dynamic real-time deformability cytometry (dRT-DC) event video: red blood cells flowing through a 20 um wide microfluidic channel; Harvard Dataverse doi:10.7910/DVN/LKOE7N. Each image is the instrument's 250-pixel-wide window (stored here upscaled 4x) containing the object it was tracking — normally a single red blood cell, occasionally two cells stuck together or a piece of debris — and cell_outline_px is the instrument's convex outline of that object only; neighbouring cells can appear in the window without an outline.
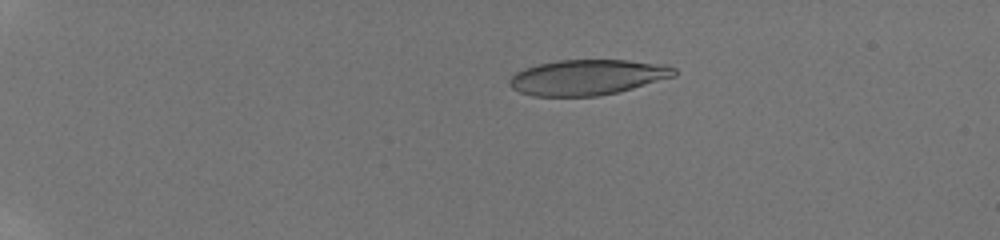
{"species": "human", "species_latin": "Homo sapiens", "temperature_condition": "room temperature", "stored_images_in_passage": 35, "camera_frame_rate_fps": 3000, "um_per_image_px": 0.085, "donor": {"sex": "male"}, "frame": {"image": 1, "passage_image": 5, "time_ms": 4.0, "image_size_px": [1000, 240], "cell_outline_px": [[676, 76], [632, 88], [600, 96], [532, 96], [520, 92], [512, 88], [508, 84], [508, 80], [516, 72], [524, 68], [556, 60], [628, 60], [668, 64], [676, 68]], "centroid_in_image_um": [49.95, 6.56], "position_along_channel_um": 35.1, "area_um2": 34.16}}
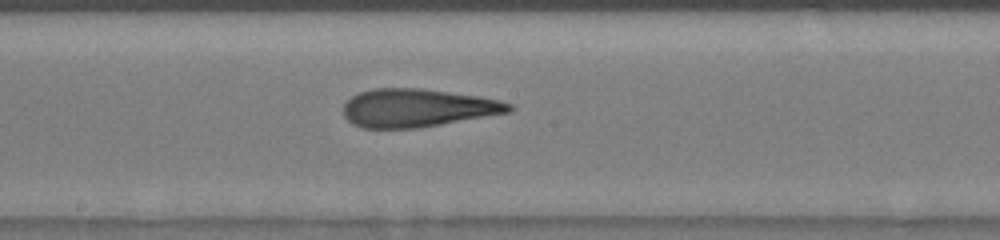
{"frame": {"image": 2, "passage_image": 18, "time_ms": 11.0, "image_size_px": [1000, 240], "cell_outline_px": [[516, 108], [508, 112], [420, 128], [360, 128], [352, 124], [344, 116], [344, 104], [352, 96], [360, 92], [372, 88], [420, 88], [476, 96], [500, 100], [512, 104]], "centroid_in_image_um": [35.45, 9.18], "position_along_channel_um": 212.7, "area_um2": 36.7}}
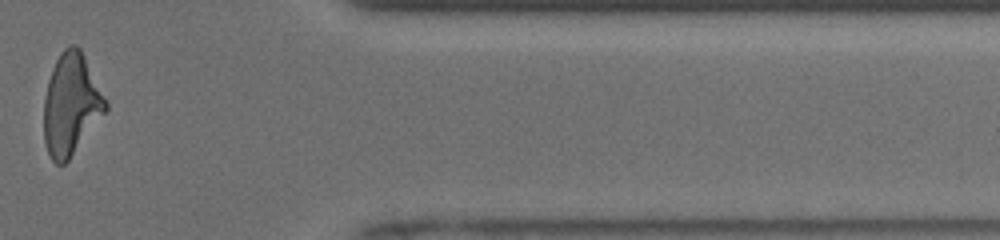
{"frame": {"image": 3, "passage_image": 30, "time_ms": 16.333, "image_size_px": [1000, 240], "cell_outline_px": [[108, 108], [68, 160], [64, 164], [56, 164], [52, 160], [44, 144], [44, 100], [48, 80], [52, 68], [60, 52], [68, 44], [76, 44], [80, 48], [108, 104]], "centroid_in_image_um": [6.01, 8.86], "position_along_channel_um": 405.4, "area_um2": 36.13}, "authors_computed_cell_mechanics": {"area_um2": 35.7782, "velocity_mm_per_s": 3.9644, "shape_relaxation_time_tau1_ms": 6.0541, "shape_relaxation_time_tau2_ms": 1.5547, "deformation_change_tau1": 0.2285, "deformation_change_tau2": 0.1291}}